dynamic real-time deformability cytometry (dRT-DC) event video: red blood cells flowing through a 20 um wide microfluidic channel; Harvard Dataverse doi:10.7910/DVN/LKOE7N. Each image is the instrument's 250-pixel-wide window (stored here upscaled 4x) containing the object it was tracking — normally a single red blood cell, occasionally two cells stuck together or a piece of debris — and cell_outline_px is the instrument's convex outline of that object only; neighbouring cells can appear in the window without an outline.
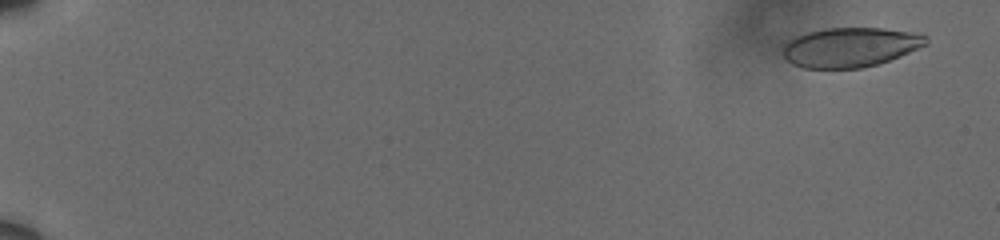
{"species": "human", "species_latin": "Homo sapiens", "temperature_condition": "cold", "stored_images_in_passage": 61, "camera_frame_rate_fps": 3000, "um_per_image_px": 0.085, "donor": {"sex": "male"}, "frame": {"image": 1, "passage_image": 4, "time_ms": 1.0, "image_size_px": [1000, 240], "cell_outline_px": [[928, 44], [900, 56], [880, 64], [860, 68], [804, 68], [792, 64], [784, 56], [784, 44], [788, 40], [796, 36], [808, 32], [824, 28], [884, 28], [908, 32], [928, 36]], "centroid_in_image_um": [72.28, 4.02], "position_along_channel_um": 12.7, "area_um2": 32.95}}
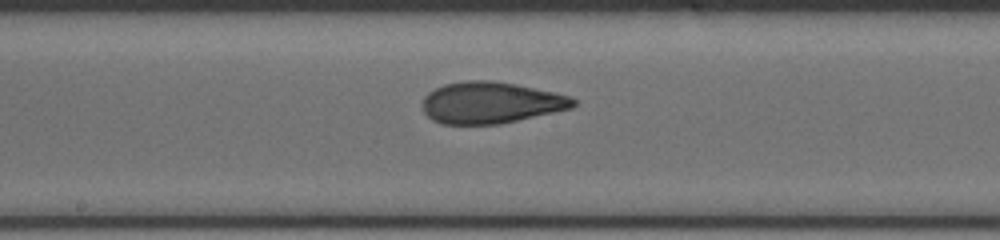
{"frame": {"image": 2, "passage_image": 36, "time_ms": 11.667, "image_size_px": [1000, 240], "cell_outline_px": [[576, 104], [572, 108], [500, 124], [440, 124], [432, 120], [424, 112], [420, 104], [424, 96], [428, 92], [444, 84], [464, 80], [492, 80], [516, 84], [552, 92], [568, 96], [576, 100]], "centroid_in_image_um": [41.66, 8.73], "position_along_channel_um": 206.5, "area_um2": 36.59}}
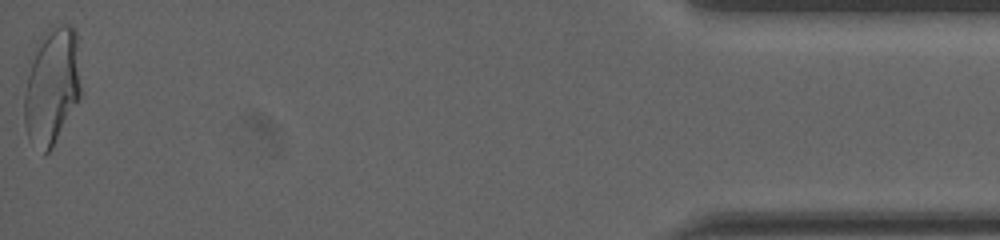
{"frame": {"image": 3, "passage_image": 61, "time_ms": 20.0, "image_size_px": [1000, 240], "cell_outline_px": [[80, 96], [52, 148], [44, 156], [28, 136], [24, 120], [24, 92], [28, 76], [40, 36], [48, 28], [60, 24], [68, 24], [76, 28], [80, 88]], "centroid_in_image_um": [4.41, 7.31], "position_along_channel_um": 430.8, "area_um2": 38.09}, "authors_computed_cell_mechanics": {"area_um2": 35.9516, "velocity_mm_per_s": 3.6148, "shape_relaxation_time_tau1_ms": null, "shape_relaxation_time_tau2_ms": 1.214, "deformation_change_tau1": null, "deformation_change_tau2": 0.0842}}